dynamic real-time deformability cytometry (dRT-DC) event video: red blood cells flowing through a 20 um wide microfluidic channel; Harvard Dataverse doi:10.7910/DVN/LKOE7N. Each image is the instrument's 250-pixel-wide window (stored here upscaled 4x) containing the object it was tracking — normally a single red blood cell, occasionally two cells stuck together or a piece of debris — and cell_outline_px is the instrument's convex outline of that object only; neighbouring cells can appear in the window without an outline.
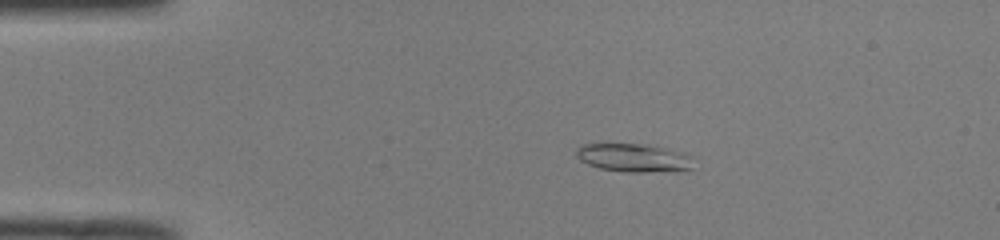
{"species": "common noctule bat (a hibernating species)", "species_latin": "Nyctalus noctula", "temperature_condition": "room temperature", "stored_images_in_passage": 50, "camera_frame_rate_fps": 3000, "um_per_image_px": 0.085, "animal": {"sex": "male", "body_mass_g": 19.0, "forearm_length_mm": 50.8}, "frame": {"image": 1, "passage_image": 10, "time_ms": 3.0, "image_size_px": [1000, 240], "cell_outline_px": [[692, 168], [676, 172], [628, 172], [600, 168], [588, 164], [580, 160], [576, 156], [576, 148], [580, 144], [644, 144], [684, 152], [692, 156]], "centroid_in_image_um": [53.89, 13.42], "position_along_channel_um": 31.1, "area_um2": 19.54}}
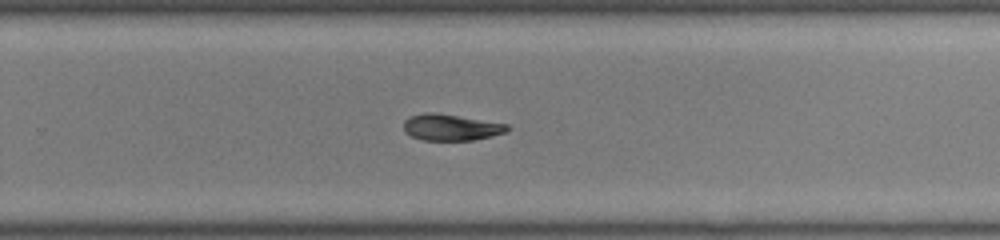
{"frame": {"image": 2, "passage_image": 33, "time_ms": 10.667, "image_size_px": [1000, 240], "cell_outline_px": [[508, 128], [504, 132], [492, 136], [472, 140], [420, 140], [404, 132], [404, 120], [408, 116], [424, 112], [432, 112], [508, 124]], "centroid_in_image_um": [38.26, 10.82], "position_along_channel_um": 291.5, "area_um2": 15.78}}
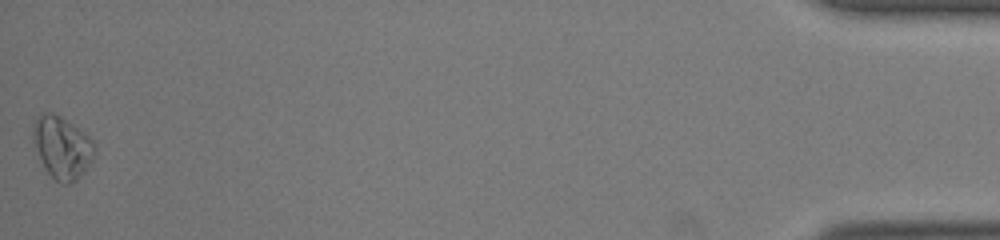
{"frame": {"image": 3, "passage_image": 50, "time_ms": 16.333, "image_size_px": [1000, 240], "cell_outline_px": [[92, 160], [76, 180], [68, 184], [60, 184], [48, 172], [40, 156], [32, 136], [32, 132], [36, 116], [40, 112], [52, 112], [72, 124], [84, 132], [92, 140]], "centroid_in_image_um": [5.24, 12.5], "position_along_channel_um": 430.0, "area_um2": 21.56}, "authors_computed_cell_mechanics": {"area_um2": 17.1955, "velocity_mm_per_s": 4.0825, "shape_relaxation_time_tau1_ms": 5.884, "shape_relaxation_time_tau2_ms": null, "deformation_change_tau1": 0.1548, "deformation_change_tau2": null}}